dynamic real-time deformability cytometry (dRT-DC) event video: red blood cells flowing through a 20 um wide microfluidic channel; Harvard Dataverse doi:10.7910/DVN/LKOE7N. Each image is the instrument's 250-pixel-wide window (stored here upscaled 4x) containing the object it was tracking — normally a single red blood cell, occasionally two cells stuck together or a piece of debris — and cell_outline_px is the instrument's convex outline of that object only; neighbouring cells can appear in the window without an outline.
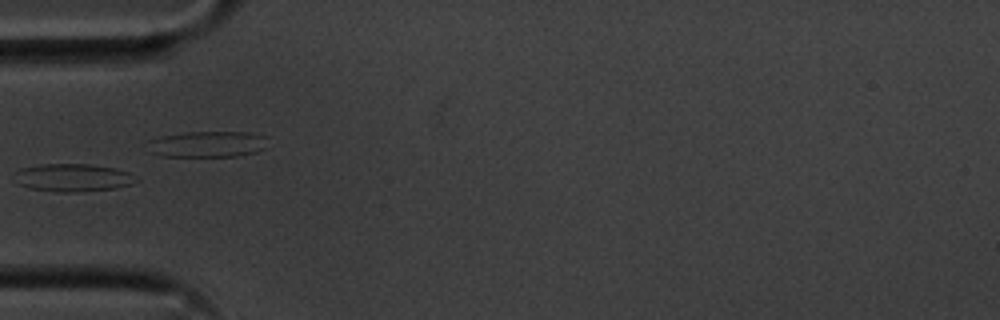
{"species": "common noctule bat (a hibernating species)", "species_latin": "Nyctalus noctula", "temperature_condition": "cold", "stored_images_in_passage": 38, "camera_frame_rate_fps": 3000, "um_per_image_px": 0.085, "animal": {"sex": "male", "body_mass_g": 20.1, "forearm_length_mm": 53.5}, "frame": {"image": 1, "passage_image": 1, "time_ms": 0.0, "image_size_px": [1000, 320], "cell_outline_px": [[140, 180], [132, 184], [112, 188], [80, 192], [56, 192], [28, 188], [20, 184], [12, 172], [20, 168], [40, 164], [88, 164], [116, 168], [128, 172]], "centroid_in_image_um": [6.17, 15.09], "position_along_channel_um": 78.8, "area_um2": 19.83}}
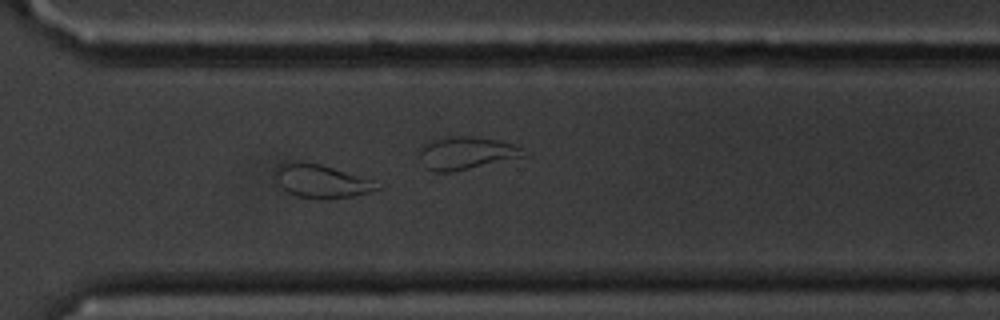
{"frame": {"image": 2, "passage_image": 23, "time_ms": 7.333, "image_size_px": [1000, 320], "cell_outline_px": [[384, 188], [352, 196], [328, 200], [320, 200], [296, 196], [280, 188], [272, 176], [272, 172], [280, 164], [320, 164], [372, 180], [384, 184]], "centroid_in_image_um": [27.32, 15.46], "position_along_channel_um": 343.3, "area_um2": 19.83}}
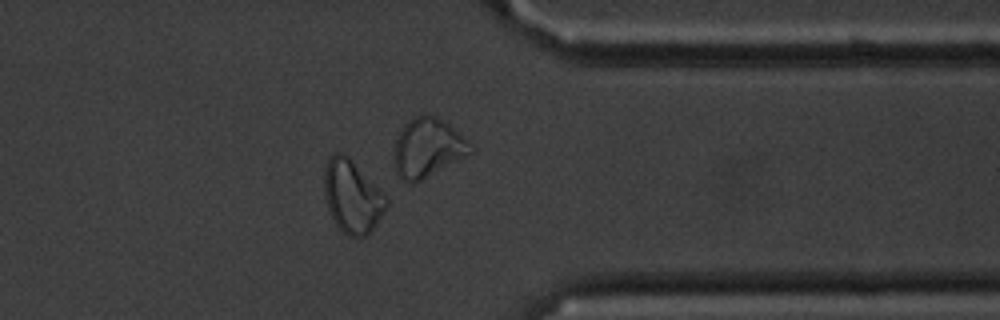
{"frame": {"image": 3, "passage_image": 27, "time_ms": 8.667, "image_size_px": [1000, 320], "cell_outline_px": [[388, 204], [376, 224], [364, 236], [348, 236], [336, 224], [328, 208], [324, 192], [324, 168], [332, 152], [344, 152], [388, 196]], "centroid_in_image_um": [29.94, 16.65], "position_along_channel_um": 381.5, "area_um2": 26.24}}